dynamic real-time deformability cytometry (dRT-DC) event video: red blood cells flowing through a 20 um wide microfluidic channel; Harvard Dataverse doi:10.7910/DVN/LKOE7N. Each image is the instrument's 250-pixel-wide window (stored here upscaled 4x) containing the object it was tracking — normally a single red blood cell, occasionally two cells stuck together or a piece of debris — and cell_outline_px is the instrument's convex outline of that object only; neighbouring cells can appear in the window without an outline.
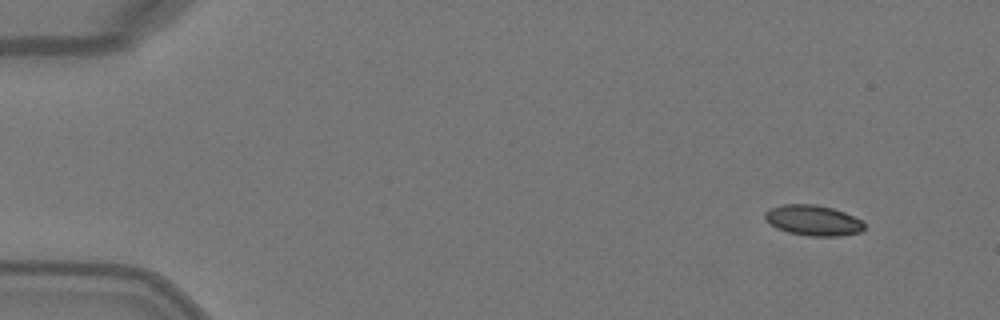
{"species": "Egyptian fruit bat (a non-hibernating species)", "species_latin": "Rousettus aegyptiacus", "temperature_condition": "warm", "stored_images_in_passage": 4, "camera_frame_rate_fps": 3000, "um_per_image_px": 0.085, "animal": {"sex": "female"}, "frame": {"image": 1, "passage_image": 1, "time_ms": 0.0, "image_size_px": [1000, 320], "cell_outline_px": [[864, 228], [860, 232], [840, 236], [808, 236], [788, 232], [776, 228], [768, 224], [764, 220], [764, 212], [768, 208], [784, 204], [816, 204], [832, 208], [844, 212], [860, 220], [864, 224]], "centroid_in_image_um": [69.05, 18.73], "position_along_channel_um": 16.0, "area_um2": 17.8}}
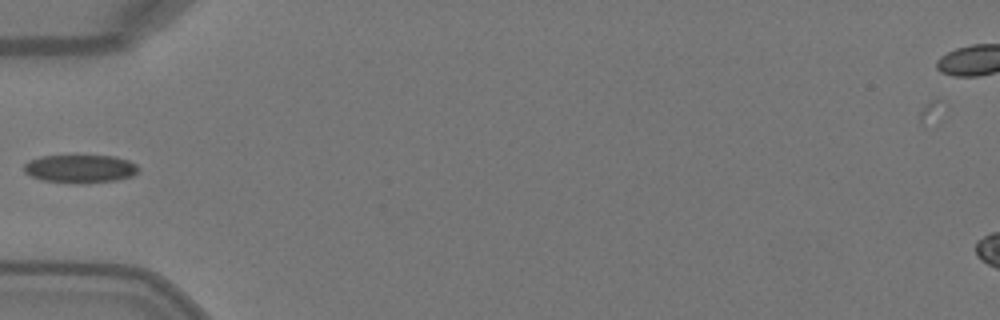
{"frame": {"image": 2, "passage_image": 4, "time_ms": 1.0, "image_size_px": [1000, 320], "cell_outline_px": [[140, 172], [132, 176], [116, 180], [88, 184], [80, 184], [40, 180], [24, 172], [24, 164], [28, 160], [40, 156], [112, 156], [128, 160], [136, 164], [140, 168]], "centroid_in_image_um": [6.83, 14.36], "position_along_channel_um": 78.2, "area_um2": 19.07}}